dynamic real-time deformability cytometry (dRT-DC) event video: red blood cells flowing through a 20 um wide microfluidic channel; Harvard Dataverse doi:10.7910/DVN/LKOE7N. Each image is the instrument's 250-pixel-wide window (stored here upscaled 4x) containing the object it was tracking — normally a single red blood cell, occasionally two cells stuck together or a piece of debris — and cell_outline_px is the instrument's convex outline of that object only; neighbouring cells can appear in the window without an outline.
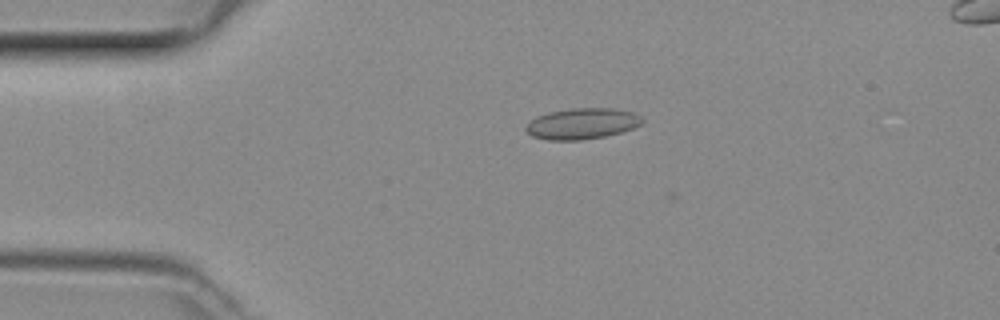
{"species": "common noctule bat (a hibernating species)", "species_latin": "Nyctalus noctula", "temperature_condition": "room temperature", "stored_images_in_passage": 43, "camera_frame_rate_fps": 3000, "um_per_image_px": 0.085, "animal": {"sex": "female", "body_mass_g": 29.2, "forearm_length_mm": 56.3}, "frame": {"image": 1, "passage_image": 5, "time_ms": 1.333, "image_size_px": [1000, 320], "cell_outline_px": [[644, 120], [640, 124], [632, 128], [620, 132], [604, 136], [580, 140], [548, 140], [532, 136], [524, 128], [536, 116], [548, 112], [572, 108], [616, 108], [632, 112], [640, 116]], "centroid_in_image_um": [49.47, 10.5], "position_along_channel_um": 35.5, "area_um2": 20.87}}
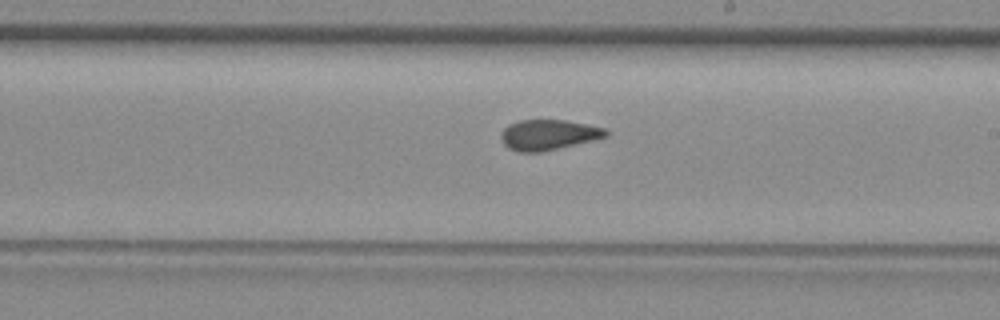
{"frame": {"image": 2, "passage_image": 22, "time_ms": 7.0, "image_size_px": [1000, 320], "cell_outline_px": [[608, 136], [592, 140], [540, 152], [520, 152], [508, 148], [504, 144], [500, 136], [504, 128], [520, 120], [564, 120], [608, 128]], "centroid_in_image_um": [46.63, 11.45], "position_along_channel_um": 242.4, "area_um2": 18.32}}
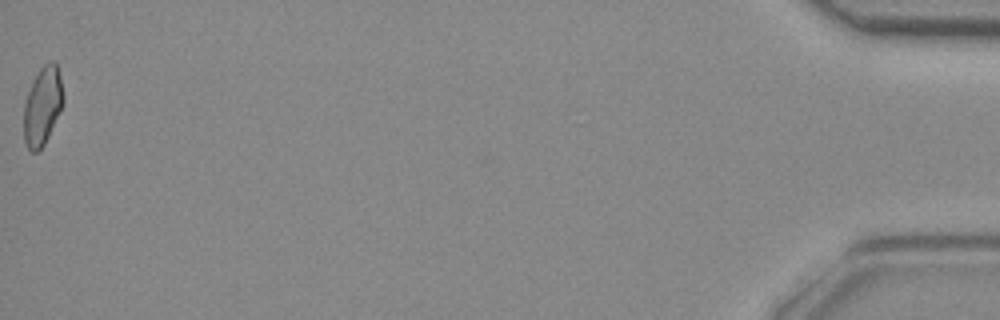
{"frame": {"image": 3, "passage_image": 43, "time_ms": 14.0, "image_size_px": [1000, 320], "cell_outline_px": [[64, 104], [44, 144], [36, 152], [32, 152], [28, 148], [24, 140], [24, 104], [32, 80], [40, 68], [48, 60], [56, 60], [60, 76], [64, 96]], "centroid_in_image_um": [3.63, 8.95], "position_along_channel_um": 431.6, "area_um2": 18.15}}